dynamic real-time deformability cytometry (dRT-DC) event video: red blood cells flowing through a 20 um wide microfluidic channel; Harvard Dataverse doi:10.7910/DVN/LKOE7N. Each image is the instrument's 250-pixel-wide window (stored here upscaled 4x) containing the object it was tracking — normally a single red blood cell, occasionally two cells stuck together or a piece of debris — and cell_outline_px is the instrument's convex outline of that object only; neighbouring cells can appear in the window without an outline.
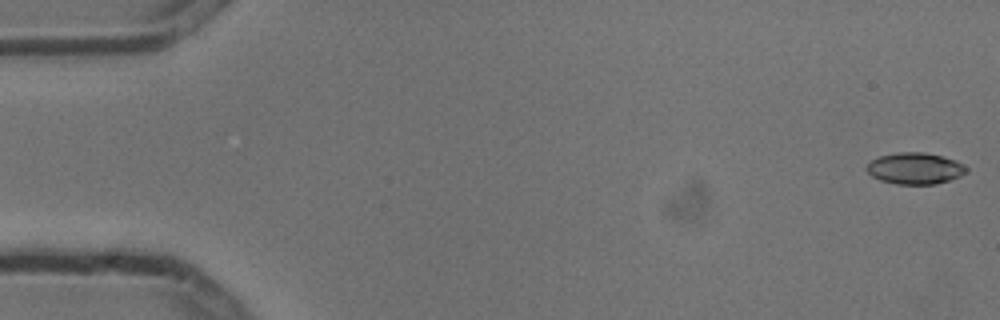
{"species": "common noctule bat (a hibernating species)", "species_latin": "Nyctalus noctula", "temperature_condition": "cold", "stored_images_in_passage": 15, "camera_frame_rate_fps": 3000, "um_per_image_px": 0.085, "animal": {"sex": "male", "body_mass_g": 13.3}, "frame": {"image": 1, "passage_image": 1, "time_ms": 0.0, "image_size_px": [1000, 320], "cell_outline_px": [[968, 168], [960, 176], [936, 184], [896, 184], [880, 180], [872, 176], [864, 168], [872, 160], [880, 156], [900, 152], [924, 152], [956, 160], [964, 164]], "centroid_in_image_um": [77.76, 14.31], "position_along_channel_um": 7.2, "area_um2": 18.15}}
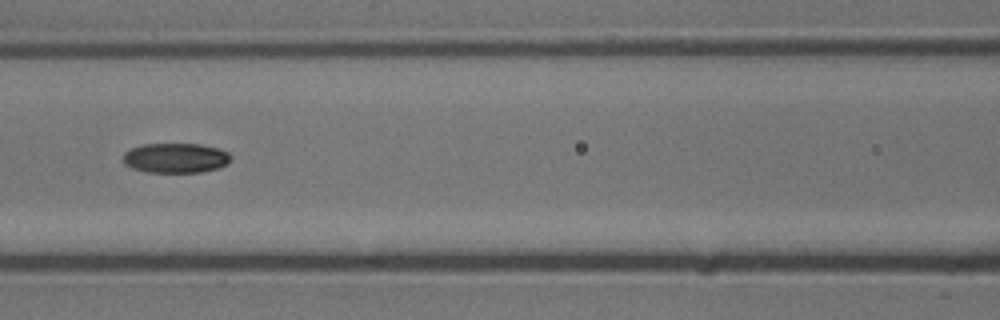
{"frame": {"image": 2, "passage_image": 7, "time_ms": 2.0, "image_size_px": [1000, 320], "cell_outline_px": [[232, 156], [228, 164], [216, 168], [200, 172], [148, 172], [132, 168], [124, 164], [124, 152], [140, 144], [200, 144], [216, 148], [228, 152]], "centroid_in_image_um": [14.92, 13.42], "position_along_channel_um": 151.7, "area_um2": 18.67}}
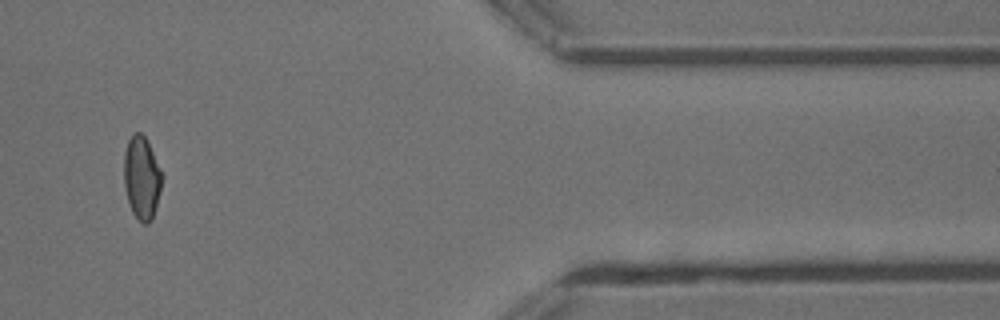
{"frame": {"image": 3, "passage_image": 13, "time_ms": 4.0, "image_size_px": [1000, 320], "cell_outline_px": [[160, 188], [152, 220], [148, 224], [144, 224], [132, 212], [128, 200], [124, 184], [124, 152], [128, 140], [132, 132], [140, 132], [144, 136], [152, 152], [160, 172]], "centroid_in_image_um": [12.0, 15.1], "position_along_channel_um": 399.4, "area_um2": 17.74}}